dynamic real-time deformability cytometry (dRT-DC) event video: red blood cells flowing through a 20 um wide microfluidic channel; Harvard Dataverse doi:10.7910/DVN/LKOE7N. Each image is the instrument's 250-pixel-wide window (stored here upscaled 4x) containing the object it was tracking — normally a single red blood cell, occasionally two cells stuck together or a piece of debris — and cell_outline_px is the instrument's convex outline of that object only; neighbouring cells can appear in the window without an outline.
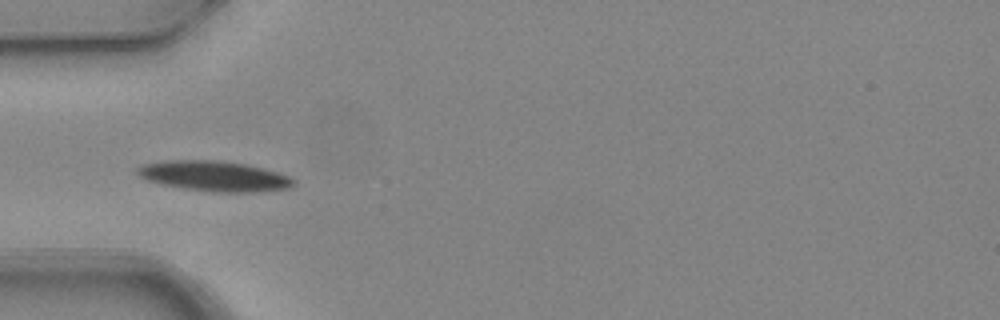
{"species": "common noctule bat (a hibernating species)", "species_latin": "Nyctalus noctula", "temperature_condition": "warm", "stored_images_in_passage": 7, "camera_frame_rate_fps": 3000, "um_per_image_px": 0.085, "animal": {"sex": "female", "body_mass_g": 24.6, "forearm_length_mm": 56.2}, "frame": {"image": 1, "passage_image": 4, "time_ms": 1.0, "image_size_px": [1000, 320], "cell_outline_px": [[296, 184], [292, 188], [256, 192], [212, 192], [184, 188], [164, 184], [148, 180], [140, 176], [136, 172], [136, 168], [144, 164], [164, 160], [220, 160], [244, 164], [264, 168], [288, 176], [296, 180]], "centroid_in_image_um": [18.26, 14.97], "position_along_channel_um": 66.7, "area_um2": 27.57}}
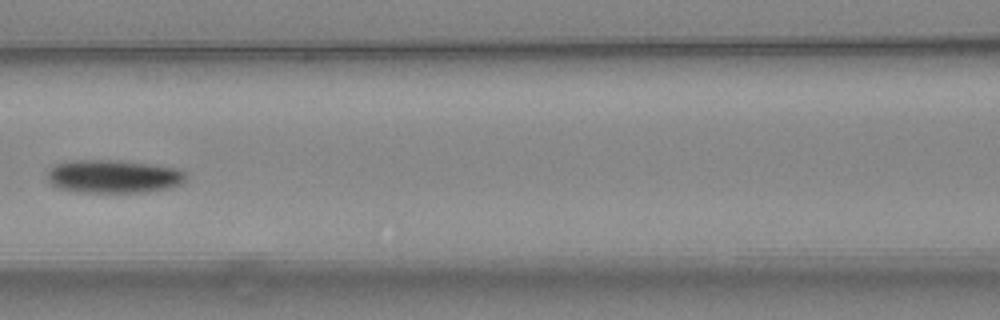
{"frame": {"image": 2, "passage_image": 6, "time_ms": 1.667, "image_size_px": [1000, 320], "cell_outline_px": [[188, 176], [180, 184], [168, 188], [148, 192], [76, 192], [56, 188], [48, 180], [48, 172], [52, 164], [72, 160], [120, 160], [176, 168], [184, 172]], "centroid_in_image_um": [9.6, 14.99], "position_along_channel_um": 157.0, "area_um2": 26.99}}
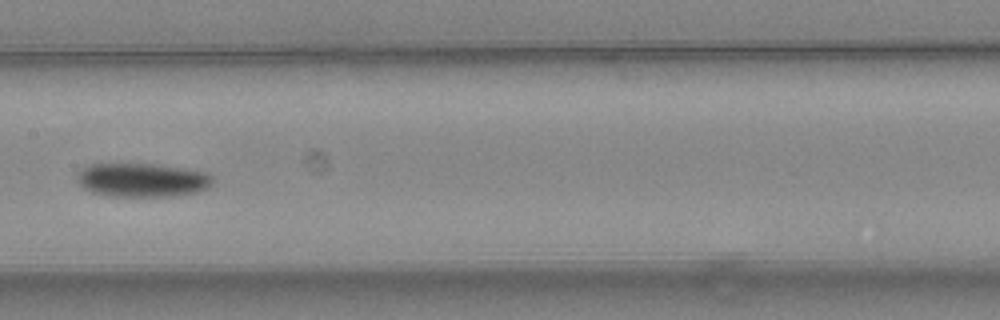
{"frame": {"image": 3, "passage_image": 7, "time_ms": 2.0, "image_size_px": [1000, 320], "cell_outline_px": [[216, 180], [208, 188], [196, 192], [172, 196], [112, 196], [92, 192], [84, 188], [80, 184], [76, 176], [80, 168], [88, 164], [156, 164], [184, 168], [208, 172]], "centroid_in_image_um": [12.11, 15.29], "position_along_channel_um": 195.3, "area_um2": 26.93}}